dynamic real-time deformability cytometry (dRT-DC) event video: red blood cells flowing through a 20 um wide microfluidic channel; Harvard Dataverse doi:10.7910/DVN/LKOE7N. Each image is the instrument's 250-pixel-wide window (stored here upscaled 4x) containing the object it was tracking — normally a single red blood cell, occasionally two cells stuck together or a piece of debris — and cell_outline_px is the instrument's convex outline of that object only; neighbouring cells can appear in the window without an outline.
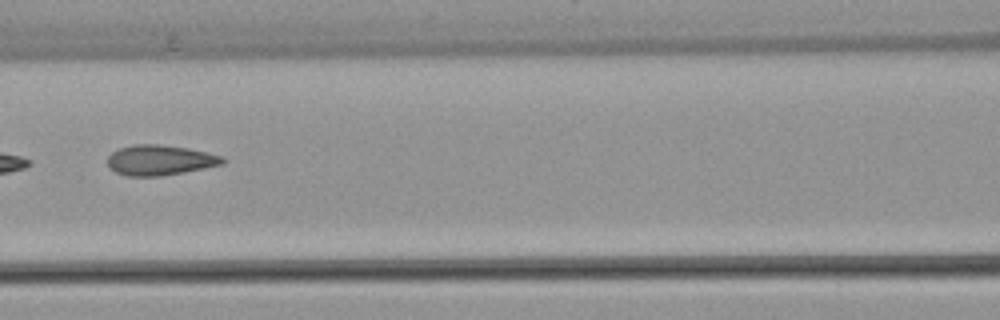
{"species": "common noctule bat (a hibernating species)", "species_latin": "Nyctalus noctula", "temperature_condition": "warm", "stored_images_in_passage": 3, "camera_frame_rate_fps": 3000, "um_per_image_px": 0.085, "animal": {"sex": "female", "body_mass_g": 22.7, "forearm_length_mm": 54.2}, "frame": {"image": 1, "passage_image": 3, "time_ms": 0.667, "image_size_px": [1000, 320], "cell_outline_px": [[228, 160], [224, 164], [184, 172], [160, 176], [128, 176], [116, 172], [108, 168], [108, 156], [112, 152], [120, 148], [132, 144], [160, 144], [188, 148], [208, 152], [224, 156]], "centroid_in_image_um": [13.63, 13.6], "position_along_channel_um": 153.0, "area_um2": 20.52}}